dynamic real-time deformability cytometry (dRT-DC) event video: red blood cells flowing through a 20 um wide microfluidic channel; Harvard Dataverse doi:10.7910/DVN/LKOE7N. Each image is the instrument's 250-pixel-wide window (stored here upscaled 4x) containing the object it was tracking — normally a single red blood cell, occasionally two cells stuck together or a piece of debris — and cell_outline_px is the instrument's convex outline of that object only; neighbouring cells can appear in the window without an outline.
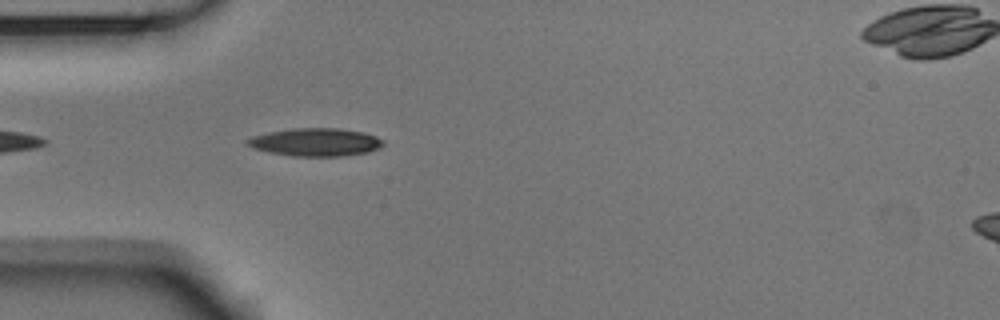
{"species": "Egyptian fruit bat (a non-hibernating species)", "species_latin": "Rousettus aegyptiacus", "temperature_condition": "room temperature", "stored_images_in_passage": 9, "camera_frame_rate_fps": 3000, "um_per_image_px": 0.085, "animal": {"sex": "male"}, "frame": {"image": 1, "passage_image": 3, "time_ms": 0.667, "image_size_px": [1000, 320], "cell_outline_px": [[384, 144], [380, 148], [368, 152], [344, 156], [292, 156], [268, 152], [252, 148], [244, 140], [252, 136], [268, 132], [292, 128], [340, 128], [364, 132], [376, 136], [384, 140]], "centroid_in_image_um": [26.83, 12.08], "position_along_channel_um": 58.2, "area_um2": 22.37}}
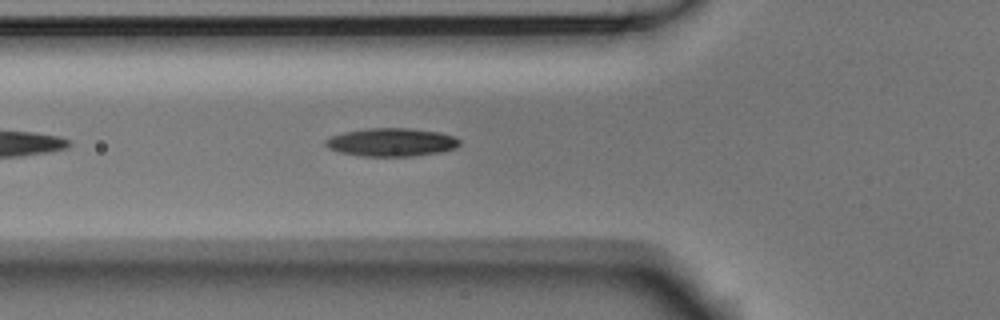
{"frame": {"image": 2, "passage_image": 6, "time_ms": 1.667, "image_size_px": [1000, 320], "cell_outline_px": [[460, 144], [456, 148], [440, 152], [412, 156], [360, 156], [340, 152], [328, 148], [324, 144], [324, 140], [332, 136], [344, 132], [368, 128], [412, 128], [440, 132], [452, 136], [460, 140]], "centroid_in_image_um": [33.27, 12.09], "position_along_channel_um": 92.5, "area_um2": 22.08}}